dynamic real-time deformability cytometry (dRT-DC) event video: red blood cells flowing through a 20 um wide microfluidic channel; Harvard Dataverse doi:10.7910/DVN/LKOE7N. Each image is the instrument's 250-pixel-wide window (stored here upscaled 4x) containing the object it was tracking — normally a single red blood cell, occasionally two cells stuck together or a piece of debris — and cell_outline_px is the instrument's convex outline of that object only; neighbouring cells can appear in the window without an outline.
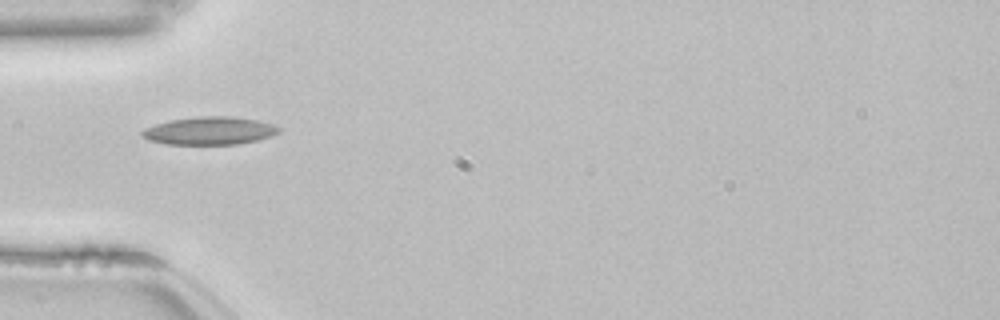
{"species": "common noctule bat (a hibernating species)", "species_latin": "Nyctalus noctula", "temperature_condition": "room temperature", "stored_images_in_passage": 37, "camera_frame_rate_fps": 3000, "um_per_image_px": 0.085, "animal": {"sex": "female", "body_mass_g": 22.7, "forearm_length_mm": 54.2}, "frame": {"image": 1, "passage_image": 1, "time_ms": 0.0, "image_size_px": [1000, 320], "cell_outline_px": [[284, 128], [280, 132], [272, 136], [256, 140], [236, 144], [164, 144], [148, 140], [140, 136], [140, 132], [144, 128], [156, 124], [172, 120], [196, 116], [232, 116], [256, 120], [272, 124]], "centroid_in_image_um": [17.81, 11.11], "position_along_channel_um": 67.2, "area_um2": 22.37}}
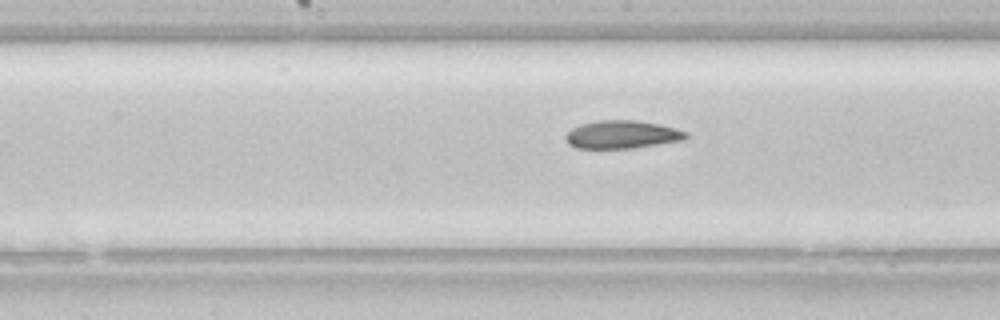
{"frame": {"image": 2, "passage_image": 11, "time_ms": 3.333, "image_size_px": [1000, 320], "cell_outline_px": [[688, 136], [684, 140], [632, 148], [576, 148], [568, 144], [564, 136], [572, 128], [580, 124], [596, 120], [636, 120], [660, 124], [676, 128], [688, 132]], "centroid_in_image_um": [52.87, 11.43], "position_along_channel_um": 195.3, "area_um2": 19.77}, "authors_computed_cell_mechanics": {"area_um2": 20.3456, "velocity_mm_per_s": 3.848, "shape_relaxation_time_tau1_ms": null, "shape_relaxation_time_tau2_ms": 8.6192, "deformation_change_tau1": null, "deformation_change_tau2": 0.1584}}